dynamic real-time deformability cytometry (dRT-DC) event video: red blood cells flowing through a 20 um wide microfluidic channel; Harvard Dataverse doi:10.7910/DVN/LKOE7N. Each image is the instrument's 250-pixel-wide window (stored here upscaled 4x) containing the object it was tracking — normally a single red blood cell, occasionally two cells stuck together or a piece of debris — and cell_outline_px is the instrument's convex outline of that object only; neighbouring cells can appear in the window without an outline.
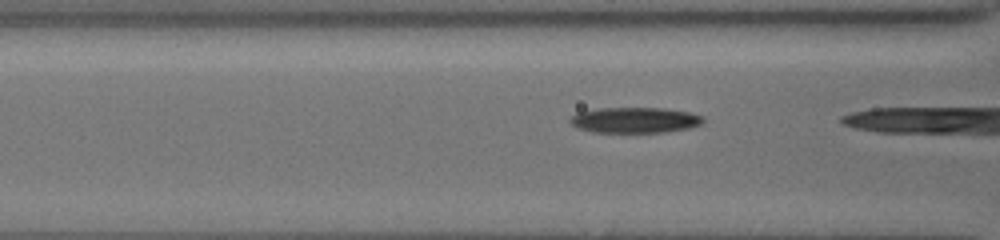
{"species": "common noctule bat (a hibernating species)", "species_latin": "Nyctalus noctula", "temperature_condition": "cold", "stored_images_in_passage": 24, "camera_frame_rate_fps": 3000, "um_per_image_px": 0.085, "animal": {"sex": "female", "body_mass_g": 19.5, "forearm_length_mm": 54.1}, "frame": {"image": 1, "passage_image": 23, "time_ms": 7.333, "image_size_px": [1000, 240], "cell_outline_px": [[704, 124], [692, 128], [664, 132], [592, 132], [576, 128], [568, 120], [576, 112], [596, 108], [664, 108], [692, 112], [704, 116]], "centroid_in_image_um": [54.0, 10.2], "position_along_channel_um": 112.6, "area_um2": 20.29}}